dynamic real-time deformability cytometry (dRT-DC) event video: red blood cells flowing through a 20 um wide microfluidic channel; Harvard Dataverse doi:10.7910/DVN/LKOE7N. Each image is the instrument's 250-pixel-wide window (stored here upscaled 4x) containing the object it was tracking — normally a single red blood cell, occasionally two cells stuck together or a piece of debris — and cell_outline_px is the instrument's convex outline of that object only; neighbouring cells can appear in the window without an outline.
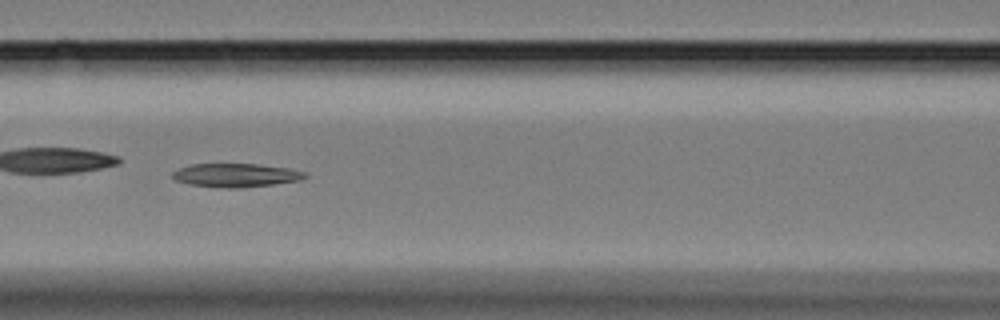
{"species": "Egyptian fruit bat (a non-hibernating species)", "species_latin": "Rousettus aegyptiacus", "temperature_condition": "cold", "stored_images_in_passage": 59, "camera_frame_rate_fps": 3000, "um_per_image_px": 0.085, "animal": {"sex": "female"}, "frame": {"image": 1, "passage_image": 25, "time_ms": 8.0, "image_size_px": [1000, 320], "cell_outline_px": [[308, 176], [300, 180], [244, 188], [224, 188], [188, 184], [176, 180], [172, 176], [172, 172], [180, 168], [192, 164], [256, 164], [288, 168], [308, 172]], "centroid_in_image_um": [20.07, 14.9], "position_along_channel_um": 146.5, "area_um2": 18.21}}
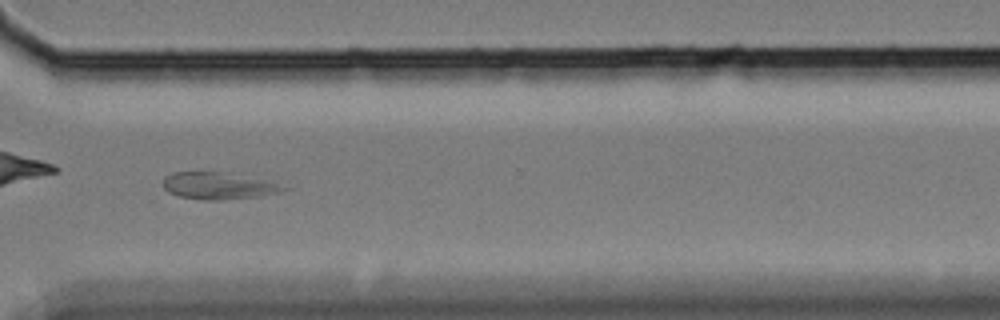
{"frame": {"image": 2, "passage_image": 44, "time_ms": 14.333, "image_size_px": [1000, 320], "cell_outline_px": [[292, 188], [280, 192], [256, 196], [224, 200], [200, 200], [180, 196], [168, 192], [164, 188], [164, 176], [172, 172], [220, 172], [264, 180]], "centroid_in_image_um": [18.52, 15.8], "position_along_channel_um": 352.1, "area_um2": 18.61}}
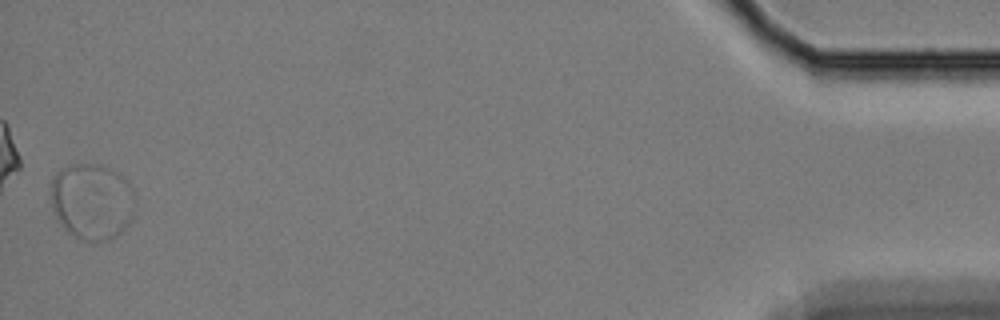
{"frame": {"image": 3, "passage_image": 59, "time_ms": 19.333, "image_size_px": [1000, 320], "cell_outline_px": [[136, 208], [128, 224], [120, 232], [108, 240], [84, 240], [76, 236], [56, 216], [52, 204], [52, 180], [56, 172], [72, 164], [100, 164], [112, 168], [132, 188], [136, 196]], "centroid_in_image_um": [7.87, 17.08], "position_along_channel_um": 427.3, "area_um2": 36.88}}